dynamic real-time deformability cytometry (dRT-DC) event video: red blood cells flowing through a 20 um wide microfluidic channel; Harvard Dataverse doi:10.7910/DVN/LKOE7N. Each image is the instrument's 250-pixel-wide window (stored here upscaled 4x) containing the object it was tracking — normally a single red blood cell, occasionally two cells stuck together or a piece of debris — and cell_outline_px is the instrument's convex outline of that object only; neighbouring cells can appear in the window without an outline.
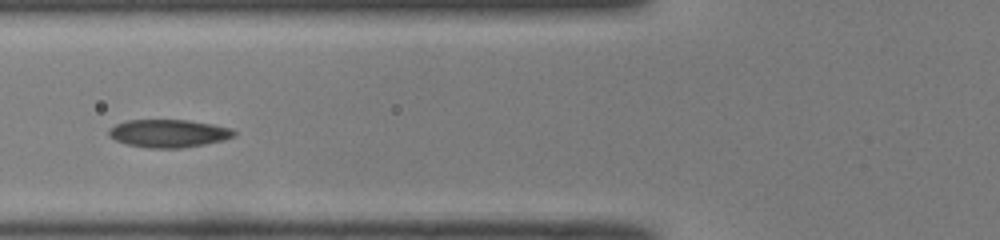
{"species": "common noctule bat (a hibernating species)", "species_latin": "Nyctalus noctula", "temperature_condition": "room temperature", "stored_images_in_passage": 17, "camera_frame_rate_fps": 3000, "um_per_image_px": 0.085, "animal": {"sex": "male", "body_mass_g": 19.0, "forearm_length_mm": 50.8}, "frame": {"image": 1, "passage_image": 6, "time_ms": 1.667, "image_size_px": [1000, 240], "cell_outline_px": [[236, 136], [224, 140], [204, 144], [180, 148], [148, 148], [128, 144], [116, 140], [108, 136], [108, 128], [124, 120], [188, 120], [212, 124], [232, 128], [236, 132]], "centroid_in_image_um": [14.33, 11.33], "position_along_channel_um": 111.5, "area_um2": 20.46}}